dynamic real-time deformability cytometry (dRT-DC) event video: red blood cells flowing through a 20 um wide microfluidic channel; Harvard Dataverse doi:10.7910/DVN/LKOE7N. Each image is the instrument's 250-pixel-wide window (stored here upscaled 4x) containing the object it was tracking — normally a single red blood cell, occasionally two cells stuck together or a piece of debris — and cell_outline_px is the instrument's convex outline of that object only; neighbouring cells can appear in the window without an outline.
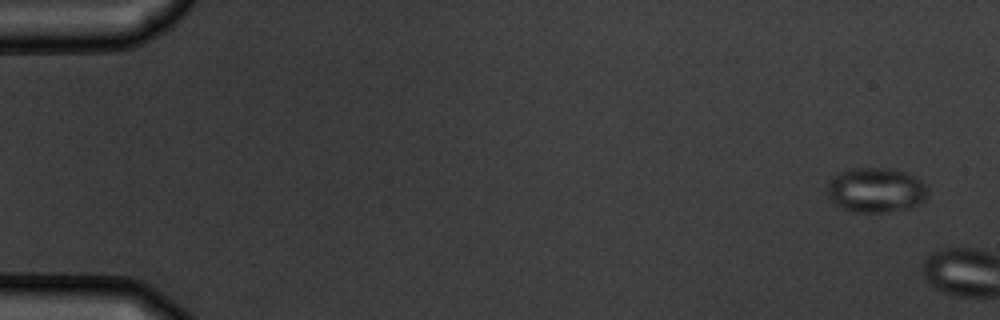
{"species": "common noctule bat (a hibernating species)", "species_latin": "Nyctalus noctula", "temperature_condition": "warm", "stored_images_in_passage": 2, "camera_frame_rate_fps": 3000, "um_per_image_px": 0.085, "animal": {"sex": "male", "body_mass_g": 19.5, "forearm_length_mm": 54.6}, "frame": {"image": 1, "passage_image": 1, "time_ms": 0.0, "image_size_px": [1000, 320], "cell_outline_px": [[928, 196], [920, 204], [904, 208], [884, 212], [852, 212], [836, 204], [828, 196], [828, 184], [832, 176], [840, 172], [852, 168], [888, 168], [904, 172], [920, 180], [928, 188]], "centroid_in_image_um": [74.45, 16.15], "position_along_channel_um": 10.6, "area_um2": 26.01}}